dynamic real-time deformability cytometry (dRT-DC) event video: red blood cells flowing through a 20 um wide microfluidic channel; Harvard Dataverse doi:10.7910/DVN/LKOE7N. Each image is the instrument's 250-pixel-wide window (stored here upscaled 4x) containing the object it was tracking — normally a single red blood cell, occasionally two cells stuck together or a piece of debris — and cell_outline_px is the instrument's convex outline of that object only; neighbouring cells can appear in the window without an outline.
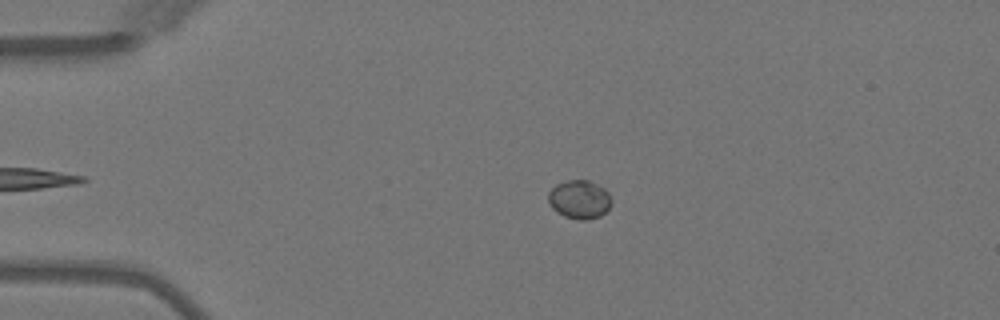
{"species": "Egyptian fruit bat (a non-hibernating species)", "species_latin": "Rousettus aegyptiacus", "temperature_condition": "warm", "stored_images_in_passage": 2, "camera_frame_rate_fps": 3000, "um_per_image_px": 0.085, "animal": {"sex": "female"}, "frame": {"image": 1, "passage_image": 1, "time_ms": 0.0, "image_size_px": [1000, 320], "cell_outline_px": [[612, 204], [600, 216], [588, 220], [580, 220], [564, 216], [556, 212], [552, 208], [548, 200], [548, 192], [556, 184], [568, 180], [588, 180], [604, 188], [608, 192], [612, 200]], "centroid_in_image_um": [49.25, 16.96], "position_along_channel_um": 35.8, "area_um2": 14.28}}